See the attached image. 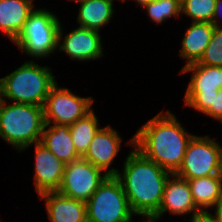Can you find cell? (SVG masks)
Instances as JSON below:
<instances>
[{"mask_svg":"<svg viewBox=\"0 0 222 222\" xmlns=\"http://www.w3.org/2000/svg\"><path fill=\"white\" fill-rule=\"evenodd\" d=\"M193 136L176 115L167 110L159 112L139 127L128 144L163 169L175 173Z\"/></svg>","mask_w":222,"mask_h":222,"instance_id":"6da1fadb","label":"cell"},{"mask_svg":"<svg viewBox=\"0 0 222 222\" xmlns=\"http://www.w3.org/2000/svg\"><path fill=\"white\" fill-rule=\"evenodd\" d=\"M120 180L131 211L136 216L154 215L160 207L164 187L171 172L145 157L136 148L129 152Z\"/></svg>","mask_w":222,"mask_h":222,"instance_id":"7a4b0ae2","label":"cell"},{"mask_svg":"<svg viewBox=\"0 0 222 222\" xmlns=\"http://www.w3.org/2000/svg\"><path fill=\"white\" fill-rule=\"evenodd\" d=\"M52 68L32 59L0 78V99L11 103L43 107L50 89L57 83Z\"/></svg>","mask_w":222,"mask_h":222,"instance_id":"3957f363","label":"cell"},{"mask_svg":"<svg viewBox=\"0 0 222 222\" xmlns=\"http://www.w3.org/2000/svg\"><path fill=\"white\" fill-rule=\"evenodd\" d=\"M0 99V137L22 152L39 143L45 126L41 106Z\"/></svg>","mask_w":222,"mask_h":222,"instance_id":"277c9868","label":"cell"},{"mask_svg":"<svg viewBox=\"0 0 222 222\" xmlns=\"http://www.w3.org/2000/svg\"><path fill=\"white\" fill-rule=\"evenodd\" d=\"M60 21L50 9L34 8L13 43L33 59H47L58 49Z\"/></svg>","mask_w":222,"mask_h":222,"instance_id":"5b68a950","label":"cell"},{"mask_svg":"<svg viewBox=\"0 0 222 222\" xmlns=\"http://www.w3.org/2000/svg\"><path fill=\"white\" fill-rule=\"evenodd\" d=\"M87 222H132L136 216L116 176H107L86 202Z\"/></svg>","mask_w":222,"mask_h":222,"instance_id":"8992f818","label":"cell"},{"mask_svg":"<svg viewBox=\"0 0 222 222\" xmlns=\"http://www.w3.org/2000/svg\"><path fill=\"white\" fill-rule=\"evenodd\" d=\"M221 145V142H216L209 135L194 134L187 145L181 166L175 174L186 180L220 174Z\"/></svg>","mask_w":222,"mask_h":222,"instance_id":"52a82bcc","label":"cell"},{"mask_svg":"<svg viewBox=\"0 0 222 222\" xmlns=\"http://www.w3.org/2000/svg\"><path fill=\"white\" fill-rule=\"evenodd\" d=\"M189 72L192 73L184 94V105L204 114L222 88V67L194 63L182 67L179 74Z\"/></svg>","mask_w":222,"mask_h":222,"instance_id":"ba28073f","label":"cell"},{"mask_svg":"<svg viewBox=\"0 0 222 222\" xmlns=\"http://www.w3.org/2000/svg\"><path fill=\"white\" fill-rule=\"evenodd\" d=\"M93 103L92 96H78L71 89L59 87L56 83L50 89L43 106L45 124H74L93 109Z\"/></svg>","mask_w":222,"mask_h":222,"instance_id":"9c48e42d","label":"cell"},{"mask_svg":"<svg viewBox=\"0 0 222 222\" xmlns=\"http://www.w3.org/2000/svg\"><path fill=\"white\" fill-rule=\"evenodd\" d=\"M108 175L82 157L65 164L61 186L63 196L87 202Z\"/></svg>","mask_w":222,"mask_h":222,"instance_id":"30bf717a","label":"cell"},{"mask_svg":"<svg viewBox=\"0 0 222 222\" xmlns=\"http://www.w3.org/2000/svg\"><path fill=\"white\" fill-rule=\"evenodd\" d=\"M61 24L58 32V49L71 60L89 61L104 56L100 32L93 29L76 27L68 34L64 33ZM65 34V35H64ZM64 35V36H63Z\"/></svg>","mask_w":222,"mask_h":222,"instance_id":"8fae6325","label":"cell"},{"mask_svg":"<svg viewBox=\"0 0 222 222\" xmlns=\"http://www.w3.org/2000/svg\"><path fill=\"white\" fill-rule=\"evenodd\" d=\"M123 142L119 132L110 125L101 126L92 139L83 159L101 169L108 176H116L120 171L111 167L121 150Z\"/></svg>","mask_w":222,"mask_h":222,"instance_id":"7c38bea8","label":"cell"},{"mask_svg":"<svg viewBox=\"0 0 222 222\" xmlns=\"http://www.w3.org/2000/svg\"><path fill=\"white\" fill-rule=\"evenodd\" d=\"M167 212L174 216L189 214L190 218L184 219L185 222L201 212L194 204L188 180L175 173H171L166 181L159 210L154 216L162 218Z\"/></svg>","mask_w":222,"mask_h":222,"instance_id":"4fadbf2b","label":"cell"},{"mask_svg":"<svg viewBox=\"0 0 222 222\" xmlns=\"http://www.w3.org/2000/svg\"><path fill=\"white\" fill-rule=\"evenodd\" d=\"M33 145L35 148L34 188L38 196L45 192H55L61 186L65 163L42 143H34Z\"/></svg>","mask_w":222,"mask_h":222,"instance_id":"5bb4252c","label":"cell"},{"mask_svg":"<svg viewBox=\"0 0 222 222\" xmlns=\"http://www.w3.org/2000/svg\"><path fill=\"white\" fill-rule=\"evenodd\" d=\"M45 201L50 222H87L86 202L68 198L57 191L39 195Z\"/></svg>","mask_w":222,"mask_h":222,"instance_id":"9a60e30c","label":"cell"},{"mask_svg":"<svg viewBox=\"0 0 222 222\" xmlns=\"http://www.w3.org/2000/svg\"><path fill=\"white\" fill-rule=\"evenodd\" d=\"M181 40L179 56L186 60L183 67L198 63L207 48L214 26L211 22H191Z\"/></svg>","mask_w":222,"mask_h":222,"instance_id":"2e32d148","label":"cell"},{"mask_svg":"<svg viewBox=\"0 0 222 222\" xmlns=\"http://www.w3.org/2000/svg\"><path fill=\"white\" fill-rule=\"evenodd\" d=\"M35 0H0V31L11 42L22 31L29 14L34 10Z\"/></svg>","mask_w":222,"mask_h":222,"instance_id":"e0dca14e","label":"cell"},{"mask_svg":"<svg viewBox=\"0 0 222 222\" xmlns=\"http://www.w3.org/2000/svg\"><path fill=\"white\" fill-rule=\"evenodd\" d=\"M40 143L65 164L81 158L75 150L69 125L45 124Z\"/></svg>","mask_w":222,"mask_h":222,"instance_id":"ac0fdd59","label":"cell"},{"mask_svg":"<svg viewBox=\"0 0 222 222\" xmlns=\"http://www.w3.org/2000/svg\"><path fill=\"white\" fill-rule=\"evenodd\" d=\"M114 0H86L80 2L77 12L79 27L101 31L114 17Z\"/></svg>","mask_w":222,"mask_h":222,"instance_id":"d6986e66","label":"cell"},{"mask_svg":"<svg viewBox=\"0 0 222 222\" xmlns=\"http://www.w3.org/2000/svg\"><path fill=\"white\" fill-rule=\"evenodd\" d=\"M194 204L201 211L210 210L222 196L220 174L188 180Z\"/></svg>","mask_w":222,"mask_h":222,"instance_id":"ffe728a7","label":"cell"},{"mask_svg":"<svg viewBox=\"0 0 222 222\" xmlns=\"http://www.w3.org/2000/svg\"><path fill=\"white\" fill-rule=\"evenodd\" d=\"M69 127L75 150L82 157L88 150L95 134L101 128L94 110L92 109Z\"/></svg>","mask_w":222,"mask_h":222,"instance_id":"44dd1931","label":"cell"},{"mask_svg":"<svg viewBox=\"0 0 222 222\" xmlns=\"http://www.w3.org/2000/svg\"><path fill=\"white\" fill-rule=\"evenodd\" d=\"M180 0H152L142 7L146 10L151 22L161 24L166 20L181 15Z\"/></svg>","mask_w":222,"mask_h":222,"instance_id":"7402d4cb","label":"cell"},{"mask_svg":"<svg viewBox=\"0 0 222 222\" xmlns=\"http://www.w3.org/2000/svg\"><path fill=\"white\" fill-rule=\"evenodd\" d=\"M182 14L191 22H211L215 10L216 0H180Z\"/></svg>","mask_w":222,"mask_h":222,"instance_id":"603a6c76","label":"cell"},{"mask_svg":"<svg viewBox=\"0 0 222 222\" xmlns=\"http://www.w3.org/2000/svg\"><path fill=\"white\" fill-rule=\"evenodd\" d=\"M198 64L222 67V28L214 27L211 40Z\"/></svg>","mask_w":222,"mask_h":222,"instance_id":"cb8c5ba5","label":"cell"},{"mask_svg":"<svg viewBox=\"0 0 222 222\" xmlns=\"http://www.w3.org/2000/svg\"><path fill=\"white\" fill-rule=\"evenodd\" d=\"M207 117L222 123V88L218 91L213 99V105L204 113Z\"/></svg>","mask_w":222,"mask_h":222,"instance_id":"d4e9b609","label":"cell"},{"mask_svg":"<svg viewBox=\"0 0 222 222\" xmlns=\"http://www.w3.org/2000/svg\"><path fill=\"white\" fill-rule=\"evenodd\" d=\"M220 16L222 17V0H216L215 10L212 17V25L216 28H222V23H220ZM220 18V19H219Z\"/></svg>","mask_w":222,"mask_h":222,"instance_id":"484cf974","label":"cell"},{"mask_svg":"<svg viewBox=\"0 0 222 222\" xmlns=\"http://www.w3.org/2000/svg\"><path fill=\"white\" fill-rule=\"evenodd\" d=\"M187 222H217L208 211L196 214Z\"/></svg>","mask_w":222,"mask_h":222,"instance_id":"4316f807","label":"cell"},{"mask_svg":"<svg viewBox=\"0 0 222 222\" xmlns=\"http://www.w3.org/2000/svg\"><path fill=\"white\" fill-rule=\"evenodd\" d=\"M215 208L212 212L208 211L211 216L217 221L222 222V196L217 200V202L211 207V209ZM214 214V215H213Z\"/></svg>","mask_w":222,"mask_h":222,"instance_id":"83f0119b","label":"cell"},{"mask_svg":"<svg viewBox=\"0 0 222 222\" xmlns=\"http://www.w3.org/2000/svg\"><path fill=\"white\" fill-rule=\"evenodd\" d=\"M142 220L139 222H158L160 221V217L154 216V215H141ZM132 222H135L132 220Z\"/></svg>","mask_w":222,"mask_h":222,"instance_id":"f1b7e54d","label":"cell"},{"mask_svg":"<svg viewBox=\"0 0 222 222\" xmlns=\"http://www.w3.org/2000/svg\"><path fill=\"white\" fill-rule=\"evenodd\" d=\"M120 1L125 2L127 0H120ZM133 1H135V3H137V6L141 5V7H142L144 4L149 3L152 0H133Z\"/></svg>","mask_w":222,"mask_h":222,"instance_id":"f546056e","label":"cell"},{"mask_svg":"<svg viewBox=\"0 0 222 222\" xmlns=\"http://www.w3.org/2000/svg\"><path fill=\"white\" fill-rule=\"evenodd\" d=\"M220 176H221V180H222V158H221V169H220Z\"/></svg>","mask_w":222,"mask_h":222,"instance_id":"4dcf8cb0","label":"cell"},{"mask_svg":"<svg viewBox=\"0 0 222 222\" xmlns=\"http://www.w3.org/2000/svg\"><path fill=\"white\" fill-rule=\"evenodd\" d=\"M71 1H74V2H83V1H86V0H71Z\"/></svg>","mask_w":222,"mask_h":222,"instance_id":"1f68e13d","label":"cell"}]
</instances>
